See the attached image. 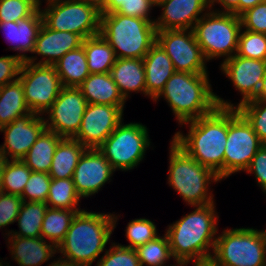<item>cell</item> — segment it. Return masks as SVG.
Returning <instances> with one entry per match:
<instances>
[{
	"instance_id": "6da1fadb",
	"label": "cell",
	"mask_w": 266,
	"mask_h": 266,
	"mask_svg": "<svg viewBox=\"0 0 266 266\" xmlns=\"http://www.w3.org/2000/svg\"><path fill=\"white\" fill-rule=\"evenodd\" d=\"M215 203L196 206V209L169 225L166 235L176 263L187 266L212 257L217 234Z\"/></svg>"
},
{
	"instance_id": "7a4b0ae2",
	"label": "cell",
	"mask_w": 266,
	"mask_h": 266,
	"mask_svg": "<svg viewBox=\"0 0 266 266\" xmlns=\"http://www.w3.org/2000/svg\"><path fill=\"white\" fill-rule=\"evenodd\" d=\"M189 124L188 135L176 132L173 141L201 165L223 179V159L228 133V108L182 123Z\"/></svg>"
},
{
	"instance_id": "3957f363",
	"label": "cell",
	"mask_w": 266,
	"mask_h": 266,
	"mask_svg": "<svg viewBox=\"0 0 266 266\" xmlns=\"http://www.w3.org/2000/svg\"><path fill=\"white\" fill-rule=\"evenodd\" d=\"M117 217L83 209L77 212L64 240L57 247V253L63 256L58 259L75 266H91L104 251L116 228Z\"/></svg>"
},
{
	"instance_id": "277c9868",
	"label": "cell",
	"mask_w": 266,
	"mask_h": 266,
	"mask_svg": "<svg viewBox=\"0 0 266 266\" xmlns=\"http://www.w3.org/2000/svg\"><path fill=\"white\" fill-rule=\"evenodd\" d=\"M208 73L174 72L153 100L164 97L180 124L213 112L217 107L235 108L212 92Z\"/></svg>"
},
{
	"instance_id": "5b68a950",
	"label": "cell",
	"mask_w": 266,
	"mask_h": 266,
	"mask_svg": "<svg viewBox=\"0 0 266 266\" xmlns=\"http://www.w3.org/2000/svg\"><path fill=\"white\" fill-rule=\"evenodd\" d=\"M154 22L138 17L101 13L100 34L114 50L116 58L143 59L156 43Z\"/></svg>"
},
{
	"instance_id": "8992f818",
	"label": "cell",
	"mask_w": 266,
	"mask_h": 266,
	"mask_svg": "<svg viewBox=\"0 0 266 266\" xmlns=\"http://www.w3.org/2000/svg\"><path fill=\"white\" fill-rule=\"evenodd\" d=\"M169 154V185L190 206L214 203L212 193H208V189L211 182L221 180L218 175L194 160L173 140Z\"/></svg>"
},
{
	"instance_id": "52a82bcc",
	"label": "cell",
	"mask_w": 266,
	"mask_h": 266,
	"mask_svg": "<svg viewBox=\"0 0 266 266\" xmlns=\"http://www.w3.org/2000/svg\"><path fill=\"white\" fill-rule=\"evenodd\" d=\"M241 28L240 16L215 9L205 11L192 30L206 61L215 57L226 61L237 52Z\"/></svg>"
},
{
	"instance_id": "ba28073f",
	"label": "cell",
	"mask_w": 266,
	"mask_h": 266,
	"mask_svg": "<svg viewBox=\"0 0 266 266\" xmlns=\"http://www.w3.org/2000/svg\"><path fill=\"white\" fill-rule=\"evenodd\" d=\"M212 259L220 266H266V236L253 228L226 229L217 236Z\"/></svg>"
},
{
	"instance_id": "9c48e42d",
	"label": "cell",
	"mask_w": 266,
	"mask_h": 266,
	"mask_svg": "<svg viewBox=\"0 0 266 266\" xmlns=\"http://www.w3.org/2000/svg\"><path fill=\"white\" fill-rule=\"evenodd\" d=\"M40 11L43 23L52 30L76 33L83 39L100 34L101 13L86 0H52Z\"/></svg>"
},
{
	"instance_id": "30bf717a",
	"label": "cell",
	"mask_w": 266,
	"mask_h": 266,
	"mask_svg": "<svg viewBox=\"0 0 266 266\" xmlns=\"http://www.w3.org/2000/svg\"><path fill=\"white\" fill-rule=\"evenodd\" d=\"M122 122L98 148L115 171L134 169L143 160L151 143L145 125Z\"/></svg>"
},
{
	"instance_id": "8fae6325",
	"label": "cell",
	"mask_w": 266,
	"mask_h": 266,
	"mask_svg": "<svg viewBox=\"0 0 266 266\" xmlns=\"http://www.w3.org/2000/svg\"><path fill=\"white\" fill-rule=\"evenodd\" d=\"M262 143L250 123L237 110L228 108V133L223 159V179L245 171Z\"/></svg>"
},
{
	"instance_id": "7c38bea8",
	"label": "cell",
	"mask_w": 266,
	"mask_h": 266,
	"mask_svg": "<svg viewBox=\"0 0 266 266\" xmlns=\"http://www.w3.org/2000/svg\"><path fill=\"white\" fill-rule=\"evenodd\" d=\"M18 79L23 85L25 101L37 115L52 106L63 85L54 65H39L23 61Z\"/></svg>"
},
{
	"instance_id": "4fadbf2b",
	"label": "cell",
	"mask_w": 266,
	"mask_h": 266,
	"mask_svg": "<svg viewBox=\"0 0 266 266\" xmlns=\"http://www.w3.org/2000/svg\"><path fill=\"white\" fill-rule=\"evenodd\" d=\"M156 42L172 60L175 72L208 73L205 65L206 59L195 39L193 30L157 31Z\"/></svg>"
},
{
	"instance_id": "5bb4252c",
	"label": "cell",
	"mask_w": 266,
	"mask_h": 266,
	"mask_svg": "<svg viewBox=\"0 0 266 266\" xmlns=\"http://www.w3.org/2000/svg\"><path fill=\"white\" fill-rule=\"evenodd\" d=\"M87 100L81 90L75 87H63L52 106L45 112L46 129L62 138H74L81 126Z\"/></svg>"
},
{
	"instance_id": "9a60e30c",
	"label": "cell",
	"mask_w": 266,
	"mask_h": 266,
	"mask_svg": "<svg viewBox=\"0 0 266 266\" xmlns=\"http://www.w3.org/2000/svg\"><path fill=\"white\" fill-rule=\"evenodd\" d=\"M124 106L88 103L74 139L86 148H99L123 121Z\"/></svg>"
},
{
	"instance_id": "2e32d148",
	"label": "cell",
	"mask_w": 266,
	"mask_h": 266,
	"mask_svg": "<svg viewBox=\"0 0 266 266\" xmlns=\"http://www.w3.org/2000/svg\"><path fill=\"white\" fill-rule=\"evenodd\" d=\"M45 117L30 112L0 128L5 142L0 150L7 160H21L46 129Z\"/></svg>"
},
{
	"instance_id": "e0dca14e",
	"label": "cell",
	"mask_w": 266,
	"mask_h": 266,
	"mask_svg": "<svg viewBox=\"0 0 266 266\" xmlns=\"http://www.w3.org/2000/svg\"><path fill=\"white\" fill-rule=\"evenodd\" d=\"M114 171L98 148H86L72 176L76 192L81 198L98 193Z\"/></svg>"
},
{
	"instance_id": "ac0fdd59",
	"label": "cell",
	"mask_w": 266,
	"mask_h": 266,
	"mask_svg": "<svg viewBox=\"0 0 266 266\" xmlns=\"http://www.w3.org/2000/svg\"><path fill=\"white\" fill-rule=\"evenodd\" d=\"M221 69L243 95L236 108L256 97L266 72V60H256L234 55L223 61Z\"/></svg>"
},
{
	"instance_id": "d6986e66",
	"label": "cell",
	"mask_w": 266,
	"mask_h": 266,
	"mask_svg": "<svg viewBox=\"0 0 266 266\" xmlns=\"http://www.w3.org/2000/svg\"><path fill=\"white\" fill-rule=\"evenodd\" d=\"M162 15L155 20L157 31L193 29L205 9H210V0H158Z\"/></svg>"
},
{
	"instance_id": "ffe728a7",
	"label": "cell",
	"mask_w": 266,
	"mask_h": 266,
	"mask_svg": "<svg viewBox=\"0 0 266 266\" xmlns=\"http://www.w3.org/2000/svg\"><path fill=\"white\" fill-rule=\"evenodd\" d=\"M83 38L67 31H57L48 28L44 23L35 41L32 53L41 55L42 59L35 63L36 56L28 57L25 62L39 65H54L65 53L82 46Z\"/></svg>"
},
{
	"instance_id": "44dd1931",
	"label": "cell",
	"mask_w": 266,
	"mask_h": 266,
	"mask_svg": "<svg viewBox=\"0 0 266 266\" xmlns=\"http://www.w3.org/2000/svg\"><path fill=\"white\" fill-rule=\"evenodd\" d=\"M42 25L43 18L39 8L33 15L18 22H0V29L5 31L8 41L14 44L12 50L22 53L17 56L23 62L29 57L25 52H33Z\"/></svg>"
},
{
	"instance_id": "7402d4cb",
	"label": "cell",
	"mask_w": 266,
	"mask_h": 266,
	"mask_svg": "<svg viewBox=\"0 0 266 266\" xmlns=\"http://www.w3.org/2000/svg\"><path fill=\"white\" fill-rule=\"evenodd\" d=\"M11 235V236H10ZM8 248L19 266H40L52 258L57 247L46 239L27 238L8 234Z\"/></svg>"
},
{
	"instance_id": "603a6c76",
	"label": "cell",
	"mask_w": 266,
	"mask_h": 266,
	"mask_svg": "<svg viewBox=\"0 0 266 266\" xmlns=\"http://www.w3.org/2000/svg\"><path fill=\"white\" fill-rule=\"evenodd\" d=\"M146 96L155 99L175 72L172 60L156 42L143 58Z\"/></svg>"
},
{
	"instance_id": "cb8c5ba5",
	"label": "cell",
	"mask_w": 266,
	"mask_h": 266,
	"mask_svg": "<svg viewBox=\"0 0 266 266\" xmlns=\"http://www.w3.org/2000/svg\"><path fill=\"white\" fill-rule=\"evenodd\" d=\"M109 73L125 100L133 91L146 95L143 59L116 58Z\"/></svg>"
},
{
	"instance_id": "d4e9b609",
	"label": "cell",
	"mask_w": 266,
	"mask_h": 266,
	"mask_svg": "<svg viewBox=\"0 0 266 266\" xmlns=\"http://www.w3.org/2000/svg\"><path fill=\"white\" fill-rule=\"evenodd\" d=\"M78 88L87 103L124 106L126 102L110 73L90 74Z\"/></svg>"
},
{
	"instance_id": "484cf974",
	"label": "cell",
	"mask_w": 266,
	"mask_h": 266,
	"mask_svg": "<svg viewBox=\"0 0 266 266\" xmlns=\"http://www.w3.org/2000/svg\"><path fill=\"white\" fill-rule=\"evenodd\" d=\"M86 147L74 138H63L54 153L48 174L54 179L72 178L78 160Z\"/></svg>"
},
{
	"instance_id": "4316f807",
	"label": "cell",
	"mask_w": 266,
	"mask_h": 266,
	"mask_svg": "<svg viewBox=\"0 0 266 266\" xmlns=\"http://www.w3.org/2000/svg\"><path fill=\"white\" fill-rule=\"evenodd\" d=\"M54 66L63 87L78 88L90 75L83 45L65 53Z\"/></svg>"
},
{
	"instance_id": "83f0119b",
	"label": "cell",
	"mask_w": 266,
	"mask_h": 266,
	"mask_svg": "<svg viewBox=\"0 0 266 266\" xmlns=\"http://www.w3.org/2000/svg\"><path fill=\"white\" fill-rule=\"evenodd\" d=\"M63 138L45 129L21 159L32 171L48 173L59 142Z\"/></svg>"
},
{
	"instance_id": "f1b7e54d",
	"label": "cell",
	"mask_w": 266,
	"mask_h": 266,
	"mask_svg": "<svg viewBox=\"0 0 266 266\" xmlns=\"http://www.w3.org/2000/svg\"><path fill=\"white\" fill-rule=\"evenodd\" d=\"M30 112L19 79L0 87V128Z\"/></svg>"
},
{
	"instance_id": "f546056e",
	"label": "cell",
	"mask_w": 266,
	"mask_h": 266,
	"mask_svg": "<svg viewBox=\"0 0 266 266\" xmlns=\"http://www.w3.org/2000/svg\"><path fill=\"white\" fill-rule=\"evenodd\" d=\"M90 74L109 73L115 64L116 56L110 44L101 34L87 37L82 43Z\"/></svg>"
},
{
	"instance_id": "4dcf8cb0",
	"label": "cell",
	"mask_w": 266,
	"mask_h": 266,
	"mask_svg": "<svg viewBox=\"0 0 266 266\" xmlns=\"http://www.w3.org/2000/svg\"><path fill=\"white\" fill-rule=\"evenodd\" d=\"M48 206L45 202L22 201L19 214L16 218L19 231H9L19 237L39 238L41 237L42 222Z\"/></svg>"
},
{
	"instance_id": "1f68e13d",
	"label": "cell",
	"mask_w": 266,
	"mask_h": 266,
	"mask_svg": "<svg viewBox=\"0 0 266 266\" xmlns=\"http://www.w3.org/2000/svg\"><path fill=\"white\" fill-rule=\"evenodd\" d=\"M81 210L48 207L41 228V237L48 238L56 247L64 240L73 218Z\"/></svg>"
},
{
	"instance_id": "d6a6232c",
	"label": "cell",
	"mask_w": 266,
	"mask_h": 266,
	"mask_svg": "<svg viewBox=\"0 0 266 266\" xmlns=\"http://www.w3.org/2000/svg\"><path fill=\"white\" fill-rule=\"evenodd\" d=\"M81 197L76 192L72 178H52L46 204L51 208L81 210L76 208Z\"/></svg>"
},
{
	"instance_id": "836d02e7",
	"label": "cell",
	"mask_w": 266,
	"mask_h": 266,
	"mask_svg": "<svg viewBox=\"0 0 266 266\" xmlns=\"http://www.w3.org/2000/svg\"><path fill=\"white\" fill-rule=\"evenodd\" d=\"M31 172L22 160H7L3 168L0 191L21 196Z\"/></svg>"
},
{
	"instance_id": "e575fe53",
	"label": "cell",
	"mask_w": 266,
	"mask_h": 266,
	"mask_svg": "<svg viewBox=\"0 0 266 266\" xmlns=\"http://www.w3.org/2000/svg\"><path fill=\"white\" fill-rule=\"evenodd\" d=\"M135 250L140 266H164L167 260L173 258L166 234L163 237L157 236Z\"/></svg>"
},
{
	"instance_id": "d590c367",
	"label": "cell",
	"mask_w": 266,
	"mask_h": 266,
	"mask_svg": "<svg viewBox=\"0 0 266 266\" xmlns=\"http://www.w3.org/2000/svg\"><path fill=\"white\" fill-rule=\"evenodd\" d=\"M241 28L236 55L245 58L266 60V34Z\"/></svg>"
},
{
	"instance_id": "8d00e7d4",
	"label": "cell",
	"mask_w": 266,
	"mask_h": 266,
	"mask_svg": "<svg viewBox=\"0 0 266 266\" xmlns=\"http://www.w3.org/2000/svg\"><path fill=\"white\" fill-rule=\"evenodd\" d=\"M237 110L250 123L261 143L266 145V102L247 101L239 105Z\"/></svg>"
},
{
	"instance_id": "74e56055",
	"label": "cell",
	"mask_w": 266,
	"mask_h": 266,
	"mask_svg": "<svg viewBox=\"0 0 266 266\" xmlns=\"http://www.w3.org/2000/svg\"><path fill=\"white\" fill-rule=\"evenodd\" d=\"M153 6H156L155 0H111L110 5L102 13L116 12L155 22L149 17Z\"/></svg>"
},
{
	"instance_id": "f35d334b",
	"label": "cell",
	"mask_w": 266,
	"mask_h": 266,
	"mask_svg": "<svg viewBox=\"0 0 266 266\" xmlns=\"http://www.w3.org/2000/svg\"><path fill=\"white\" fill-rule=\"evenodd\" d=\"M39 8L35 0H0V22H18L33 15Z\"/></svg>"
},
{
	"instance_id": "ab89813d",
	"label": "cell",
	"mask_w": 266,
	"mask_h": 266,
	"mask_svg": "<svg viewBox=\"0 0 266 266\" xmlns=\"http://www.w3.org/2000/svg\"><path fill=\"white\" fill-rule=\"evenodd\" d=\"M157 236L158 234L154 222L146 218L134 219L130 221L126 227V237L129 241V245L125 247L136 249L154 240Z\"/></svg>"
},
{
	"instance_id": "60d3db41",
	"label": "cell",
	"mask_w": 266,
	"mask_h": 266,
	"mask_svg": "<svg viewBox=\"0 0 266 266\" xmlns=\"http://www.w3.org/2000/svg\"><path fill=\"white\" fill-rule=\"evenodd\" d=\"M52 178L48 173L32 171L22 195V201L46 202Z\"/></svg>"
},
{
	"instance_id": "b9f144b4",
	"label": "cell",
	"mask_w": 266,
	"mask_h": 266,
	"mask_svg": "<svg viewBox=\"0 0 266 266\" xmlns=\"http://www.w3.org/2000/svg\"><path fill=\"white\" fill-rule=\"evenodd\" d=\"M98 260L96 266H140L135 249L113 243Z\"/></svg>"
},
{
	"instance_id": "7bdbcfd3",
	"label": "cell",
	"mask_w": 266,
	"mask_h": 266,
	"mask_svg": "<svg viewBox=\"0 0 266 266\" xmlns=\"http://www.w3.org/2000/svg\"><path fill=\"white\" fill-rule=\"evenodd\" d=\"M240 20L245 30L266 34V0L243 12Z\"/></svg>"
},
{
	"instance_id": "ee69618b",
	"label": "cell",
	"mask_w": 266,
	"mask_h": 266,
	"mask_svg": "<svg viewBox=\"0 0 266 266\" xmlns=\"http://www.w3.org/2000/svg\"><path fill=\"white\" fill-rule=\"evenodd\" d=\"M21 204L20 196L0 191V229L16 222Z\"/></svg>"
},
{
	"instance_id": "f6af8a7d",
	"label": "cell",
	"mask_w": 266,
	"mask_h": 266,
	"mask_svg": "<svg viewBox=\"0 0 266 266\" xmlns=\"http://www.w3.org/2000/svg\"><path fill=\"white\" fill-rule=\"evenodd\" d=\"M21 65L22 60L17 55L0 57V87L18 79Z\"/></svg>"
},
{
	"instance_id": "bcb514c9",
	"label": "cell",
	"mask_w": 266,
	"mask_h": 266,
	"mask_svg": "<svg viewBox=\"0 0 266 266\" xmlns=\"http://www.w3.org/2000/svg\"><path fill=\"white\" fill-rule=\"evenodd\" d=\"M245 172L254 173L257 183L266 193V145H262L256 152Z\"/></svg>"
},
{
	"instance_id": "7dc6e473",
	"label": "cell",
	"mask_w": 266,
	"mask_h": 266,
	"mask_svg": "<svg viewBox=\"0 0 266 266\" xmlns=\"http://www.w3.org/2000/svg\"><path fill=\"white\" fill-rule=\"evenodd\" d=\"M214 2L223 6L224 10H218V12L233 13L239 16V0H210V7L214 5Z\"/></svg>"
},
{
	"instance_id": "c3c4849f",
	"label": "cell",
	"mask_w": 266,
	"mask_h": 266,
	"mask_svg": "<svg viewBox=\"0 0 266 266\" xmlns=\"http://www.w3.org/2000/svg\"><path fill=\"white\" fill-rule=\"evenodd\" d=\"M265 0H239V16L246 10L253 8L258 3H261Z\"/></svg>"
},
{
	"instance_id": "681fc988",
	"label": "cell",
	"mask_w": 266,
	"mask_h": 266,
	"mask_svg": "<svg viewBox=\"0 0 266 266\" xmlns=\"http://www.w3.org/2000/svg\"><path fill=\"white\" fill-rule=\"evenodd\" d=\"M250 101H262L266 102V72L262 79L261 86L259 88L258 93L256 94V97L253 100Z\"/></svg>"
},
{
	"instance_id": "f907efd6",
	"label": "cell",
	"mask_w": 266,
	"mask_h": 266,
	"mask_svg": "<svg viewBox=\"0 0 266 266\" xmlns=\"http://www.w3.org/2000/svg\"><path fill=\"white\" fill-rule=\"evenodd\" d=\"M102 13L109 5L111 0H86Z\"/></svg>"
},
{
	"instance_id": "816d5d0a",
	"label": "cell",
	"mask_w": 266,
	"mask_h": 266,
	"mask_svg": "<svg viewBox=\"0 0 266 266\" xmlns=\"http://www.w3.org/2000/svg\"><path fill=\"white\" fill-rule=\"evenodd\" d=\"M194 266H220L212 258L193 263Z\"/></svg>"
},
{
	"instance_id": "f5cc1de1",
	"label": "cell",
	"mask_w": 266,
	"mask_h": 266,
	"mask_svg": "<svg viewBox=\"0 0 266 266\" xmlns=\"http://www.w3.org/2000/svg\"><path fill=\"white\" fill-rule=\"evenodd\" d=\"M7 161V158L4 156V154L0 150V190H1V183H2V173L4 165Z\"/></svg>"
},
{
	"instance_id": "db71d44e",
	"label": "cell",
	"mask_w": 266,
	"mask_h": 266,
	"mask_svg": "<svg viewBox=\"0 0 266 266\" xmlns=\"http://www.w3.org/2000/svg\"><path fill=\"white\" fill-rule=\"evenodd\" d=\"M49 266H75V265H72L70 263H67V262H64V261L57 259V261L54 260L53 262H51V264H49Z\"/></svg>"
},
{
	"instance_id": "11a10c76",
	"label": "cell",
	"mask_w": 266,
	"mask_h": 266,
	"mask_svg": "<svg viewBox=\"0 0 266 266\" xmlns=\"http://www.w3.org/2000/svg\"><path fill=\"white\" fill-rule=\"evenodd\" d=\"M39 5H41V0H35ZM52 1V0H47V2Z\"/></svg>"
},
{
	"instance_id": "9f6ffc18",
	"label": "cell",
	"mask_w": 266,
	"mask_h": 266,
	"mask_svg": "<svg viewBox=\"0 0 266 266\" xmlns=\"http://www.w3.org/2000/svg\"><path fill=\"white\" fill-rule=\"evenodd\" d=\"M171 266H176V265H171ZM177 266H185V265H183L181 263H177Z\"/></svg>"
},
{
	"instance_id": "6f0895ef",
	"label": "cell",
	"mask_w": 266,
	"mask_h": 266,
	"mask_svg": "<svg viewBox=\"0 0 266 266\" xmlns=\"http://www.w3.org/2000/svg\"><path fill=\"white\" fill-rule=\"evenodd\" d=\"M0 261H1V260H0ZM2 263H3V262L1 261V262H0V266H4ZM6 266H9V264L7 263Z\"/></svg>"
}]
</instances>
